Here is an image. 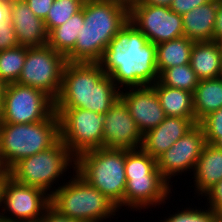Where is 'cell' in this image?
Instances as JSON below:
<instances>
[{
	"label": "cell",
	"instance_id": "6da1fadb",
	"mask_svg": "<svg viewBox=\"0 0 222 222\" xmlns=\"http://www.w3.org/2000/svg\"><path fill=\"white\" fill-rule=\"evenodd\" d=\"M98 63L120 90L159 80L156 45L130 21L111 40Z\"/></svg>",
	"mask_w": 222,
	"mask_h": 222
},
{
	"label": "cell",
	"instance_id": "7a4b0ae2",
	"mask_svg": "<svg viewBox=\"0 0 222 222\" xmlns=\"http://www.w3.org/2000/svg\"><path fill=\"white\" fill-rule=\"evenodd\" d=\"M120 98V89L99 63L67 62L54 108H80L104 115Z\"/></svg>",
	"mask_w": 222,
	"mask_h": 222
},
{
	"label": "cell",
	"instance_id": "3957f363",
	"mask_svg": "<svg viewBox=\"0 0 222 222\" xmlns=\"http://www.w3.org/2000/svg\"><path fill=\"white\" fill-rule=\"evenodd\" d=\"M129 22V8L104 0L84 1V25L67 62L98 63L117 33Z\"/></svg>",
	"mask_w": 222,
	"mask_h": 222
},
{
	"label": "cell",
	"instance_id": "277c9868",
	"mask_svg": "<svg viewBox=\"0 0 222 222\" xmlns=\"http://www.w3.org/2000/svg\"><path fill=\"white\" fill-rule=\"evenodd\" d=\"M68 179L50 195V206L59 214L81 222H110L121 217L118 206L76 171Z\"/></svg>",
	"mask_w": 222,
	"mask_h": 222
},
{
	"label": "cell",
	"instance_id": "5b68a950",
	"mask_svg": "<svg viewBox=\"0 0 222 222\" xmlns=\"http://www.w3.org/2000/svg\"><path fill=\"white\" fill-rule=\"evenodd\" d=\"M60 139V121L54 111L46 120L0 123V169L9 171L17 162L52 147Z\"/></svg>",
	"mask_w": 222,
	"mask_h": 222
},
{
	"label": "cell",
	"instance_id": "8992f818",
	"mask_svg": "<svg viewBox=\"0 0 222 222\" xmlns=\"http://www.w3.org/2000/svg\"><path fill=\"white\" fill-rule=\"evenodd\" d=\"M75 169L76 158L59 139L52 147L21 159L9 170V173L16 182L40 188L51 195L63 184V181H67L70 176L68 174Z\"/></svg>",
	"mask_w": 222,
	"mask_h": 222
},
{
	"label": "cell",
	"instance_id": "52a82bcc",
	"mask_svg": "<svg viewBox=\"0 0 222 222\" xmlns=\"http://www.w3.org/2000/svg\"><path fill=\"white\" fill-rule=\"evenodd\" d=\"M75 171L123 212L125 149L98 148L86 151L76 158Z\"/></svg>",
	"mask_w": 222,
	"mask_h": 222
},
{
	"label": "cell",
	"instance_id": "ba28073f",
	"mask_svg": "<svg viewBox=\"0 0 222 222\" xmlns=\"http://www.w3.org/2000/svg\"><path fill=\"white\" fill-rule=\"evenodd\" d=\"M60 121V139L70 153L103 148L104 115L80 108H55Z\"/></svg>",
	"mask_w": 222,
	"mask_h": 222
},
{
	"label": "cell",
	"instance_id": "9c48e42d",
	"mask_svg": "<svg viewBox=\"0 0 222 222\" xmlns=\"http://www.w3.org/2000/svg\"><path fill=\"white\" fill-rule=\"evenodd\" d=\"M66 63V57L48 44L27 47L25 63L16 83L40 89L55 100Z\"/></svg>",
	"mask_w": 222,
	"mask_h": 222
},
{
	"label": "cell",
	"instance_id": "30bf717a",
	"mask_svg": "<svg viewBox=\"0 0 222 222\" xmlns=\"http://www.w3.org/2000/svg\"><path fill=\"white\" fill-rule=\"evenodd\" d=\"M54 111V100L42 90L9 83L4 92L0 123L39 122L46 120Z\"/></svg>",
	"mask_w": 222,
	"mask_h": 222
},
{
	"label": "cell",
	"instance_id": "8fae6325",
	"mask_svg": "<svg viewBox=\"0 0 222 222\" xmlns=\"http://www.w3.org/2000/svg\"><path fill=\"white\" fill-rule=\"evenodd\" d=\"M49 206L50 195L44 190L9 176L3 189L0 222H39Z\"/></svg>",
	"mask_w": 222,
	"mask_h": 222
},
{
	"label": "cell",
	"instance_id": "7c38bea8",
	"mask_svg": "<svg viewBox=\"0 0 222 222\" xmlns=\"http://www.w3.org/2000/svg\"><path fill=\"white\" fill-rule=\"evenodd\" d=\"M206 144L203 128L196 124L157 159V168L162 177L175 187L173 182L177 183L180 178L183 180L182 175L188 173L187 177L191 176Z\"/></svg>",
	"mask_w": 222,
	"mask_h": 222
},
{
	"label": "cell",
	"instance_id": "4fadbf2b",
	"mask_svg": "<svg viewBox=\"0 0 222 222\" xmlns=\"http://www.w3.org/2000/svg\"><path fill=\"white\" fill-rule=\"evenodd\" d=\"M129 21L155 45L184 36L182 16L169 7L135 4Z\"/></svg>",
	"mask_w": 222,
	"mask_h": 222
},
{
	"label": "cell",
	"instance_id": "5bb4252c",
	"mask_svg": "<svg viewBox=\"0 0 222 222\" xmlns=\"http://www.w3.org/2000/svg\"><path fill=\"white\" fill-rule=\"evenodd\" d=\"M176 189L177 187L174 189L163 177L126 178L123 211L140 213L143 209V212L146 210L145 213H148V209L149 212L156 208L159 210L162 206L163 209L166 203H171ZM153 207L155 209L151 210Z\"/></svg>",
	"mask_w": 222,
	"mask_h": 222
},
{
	"label": "cell",
	"instance_id": "9a60e30c",
	"mask_svg": "<svg viewBox=\"0 0 222 222\" xmlns=\"http://www.w3.org/2000/svg\"><path fill=\"white\" fill-rule=\"evenodd\" d=\"M142 137L128 107L119 98L104 114L103 148L140 149Z\"/></svg>",
	"mask_w": 222,
	"mask_h": 222
},
{
	"label": "cell",
	"instance_id": "2e32d148",
	"mask_svg": "<svg viewBox=\"0 0 222 222\" xmlns=\"http://www.w3.org/2000/svg\"><path fill=\"white\" fill-rule=\"evenodd\" d=\"M120 99L128 107L142 135L157 127L167 117L151 85L122 89Z\"/></svg>",
	"mask_w": 222,
	"mask_h": 222
},
{
	"label": "cell",
	"instance_id": "e0dca14e",
	"mask_svg": "<svg viewBox=\"0 0 222 222\" xmlns=\"http://www.w3.org/2000/svg\"><path fill=\"white\" fill-rule=\"evenodd\" d=\"M196 124L195 118L167 116L143 135L141 149L157 160Z\"/></svg>",
	"mask_w": 222,
	"mask_h": 222
},
{
	"label": "cell",
	"instance_id": "ac0fdd59",
	"mask_svg": "<svg viewBox=\"0 0 222 222\" xmlns=\"http://www.w3.org/2000/svg\"><path fill=\"white\" fill-rule=\"evenodd\" d=\"M9 16L19 45L35 47L47 44L48 32L44 20L38 18L24 0L9 3Z\"/></svg>",
	"mask_w": 222,
	"mask_h": 222
},
{
	"label": "cell",
	"instance_id": "d6986e66",
	"mask_svg": "<svg viewBox=\"0 0 222 222\" xmlns=\"http://www.w3.org/2000/svg\"><path fill=\"white\" fill-rule=\"evenodd\" d=\"M194 189V199H202V196L216 183L222 180V150L207 143L202 150L193 173L191 175ZM200 197V198H199Z\"/></svg>",
	"mask_w": 222,
	"mask_h": 222
},
{
	"label": "cell",
	"instance_id": "ffe728a7",
	"mask_svg": "<svg viewBox=\"0 0 222 222\" xmlns=\"http://www.w3.org/2000/svg\"><path fill=\"white\" fill-rule=\"evenodd\" d=\"M218 0L198 6L182 15L184 36L194 42L213 41Z\"/></svg>",
	"mask_w": 222,
	"mask_h": 222
},
{
	"label": "cell",
	"instance_id": "44dd1931",
	"mask_svg": "<svg viewBox=\"0 0 222 222\" xmlns=\"http://www.w3.org/2000/svg\"><path fill=\"white\" fill-rule=\"evenodd\" d=\"M190 65L199 80L221 77V51L218 41L194 42Z\"/></svg>",
	"mask_w": 222,
	"mask_h": 222
},
{
	"label": "cell",
	"instance_id": "7402d4cb",
	"mask_svg": "<svg viewBox=\"0 0 222 222\" xmlns=\"http://www.w3.org/2000/svg\"><path fill=\"white\" fill-rule=\"evenodd\" d=\"M151 86L155 90L166 116L195 118L193 93L162 85L159 81Z\"/></svg>",
	"mask_w": 222,
	"mask_h": 222
},
{
	"label": "cell",
	"instance_id": "603a6c76",
	"mask_svg": "<svg viewBox=\"0 0 222 222\" xmlns=\"http://www.w3.org/2000/svg\"><path fill=\"white\" fill-rule=\"evenodd\" d=\"M222 107V77L199 80L193 92L195 121L198 124L211 112Z\"/></svg>",
	"mask_w": 222,
	"mask_h": 222
},
{
	"label": "cell",
	"instance_id": "cb8c5ba5",
	"mask_svg": "<svg viewBox=\"0 0 222 222\" xmlns=\"http://www.w3.org/2000/svg\"><path fill=\"white\" fill-rule=\"evenodd\" d=\"M194 41L183 36L156 45V63L158 74L165 69L190 63Z\"/></svg>",
	"mask_w": 222,
	"mask_h": 222
},
{
	"label": "cell",
	"instance_id": "d4e9b609",
	"mask_svg": "<svg viewBox=\"0 0 222 222\" xmlns=\"http://www.w3.org/2000/svg\"><path fill=\"white\" fill-rule=\"evenodd\" d=\"M84 25V3L82 9L64 24L48 33L47 44L65 57L74 49L81 26Z\"/></svg>",
	"mask_w": 222,
	"mask_h": 222
},
{
	"label": "cell",
	"instance_id": "484cf974",
	"mask_svg": "<svg viewBox=\"0 0 222 222\" xmlns=\"http://www.w3.org/2000/svg\"><path fill=\"white\" fill-rule=\"evenodd\" d=\"M125 174L126 178L162 177L157 160L141 148L125 149Z\"/></svg>",
	"mask_w": 222,
	"mask_h": 222
},
{
	"label": "cell",
	"instance_id": "4316f807",
	"mask_svg": "<svg viewBox=\"0 0 222 222\" xmlns=\"http://www.w3.org/2000/svg\"><path fill=\"white\" fill-rule=\"evenodd\" d=\"M27 46H15L0 51V79L6 84L17 82L25 63Z\"/></svg>",
	"mask_w": 222,
	"mask_h": 222
},
{
	"label": "cell",
	"instance_id": "83f0119b",
	"mask_svg": "<svg viewBox=\"0 0 222 222\" xmlns=\"http://www.w3.org/2000/svg\"><path fill=\"white\" fill-rule=\"evenodd\" d=\"M158 81L162 85L189 91L191 93L194 92L199 83V79L191 68L190 63L165 69L159 75Z\"/></svg>",
	"mask_w": 222,
	"mask_h": 222
},
{
	"label": "cell",
	"instance_id": "f1b7e54d",
	"mask_svg": "<svg viewBox=\"0 0 222 222\" xmlns=\"http://www.w3.org/2000/svg\"><path fill=\"white\" fill-rule=\"evenodd\" d=\"M188 200V203L185 205H180L182 208L176 209L177 211L172 213V209L170 210V213L164 214V218L162 220V217L159 219L158 222H212L213 218L217 215L211 208L208 206H201V202L203 203V199H197L198 200V207L193 203L194 206H192V203H190L189 199L186 198V202ZM202 200V201H199ZM200 202V203H199ZM190 203V205H189ZM189 207H188V206ZM201 207H200V206ZM184 206V208H183ZM207 207V208H206ZM181 209V210H180ZM172 213V214H171Z\"/></svg>",
	"mask_w": 222,
	"mask_h": 222
},
{
	"label": "cell",
	"instance_id": "f546056e",
	"mask_svg": "<svg viewBox=\"0 0 222 222\" xmlns=\"http://www.w3.org/2000/svg\"><path fill=\"white\" fill-rule=\"evenodd\" d=\"M85 0H54L44 20L47 32L64 24L82 9Z\"/></svg>",
	"mask_w": 222,
	"mask_h": 222
},
{
	"label": "cell",
	"instance_id": "4dcf8cb0",
	"mask_svg": "<svg viewBox=\"0 0 222 222\" xmlns=\"http://www.w3.org/2000/svg\"><path fill=\"white\" fill-rule=\"evenodd\" d=\"M204 205L211 208L217 215H222V180L210 188L203 196Z\"/></svg>",
	"mask_w": 222,
	"mask_h": 222
},
{
	"label": "cell",
	"instance_id": "1f68e13d",
	"mask_svg": "<svg viewBox=\"0 0 222 222\" xmlns=\"http://www.w3.org/2000/svg\"><path fill=\"white\" fill-rule=\"evenodd\" d=\"M18 40L16 32L12 26V22H8L0 25V51H4L8 48L18 46Z\"/></svg>",
	"mask_w": 222,
	"mask_h": 222
},
{
	"label": "cell",
	"instance_id": "d6a6232c",
	"mask_svg": "<svg viewBox=\"0 0 222 222\" xmlns=\"http://www.w3.org/2000/svg\"><path fill=\"white\" fill-rule=\"evenodd\" d=\"M198 124L204 132H222V107L208 114Z\"/></svg>",
	"mask_w": 222,
	"mask_h": 222
},
{
	"label": "cell",
	"instance_id": "836d02e7",
	"mask_svg": "<svg viewBox=\"0 0 222 222\" xmlns=\"http://www.w3.org/2000/svg\"><path fill=\"white\" fill-rule=\"evenodd\" d=\"M211 1L212 0H173L169 8L173 12L182 16L194 8L207 4Z\"/></svg>",
	"mask_w": 222,
	"mask_h": 222
},
{
	"label": "cell",
	"instance_id": "e575fe53",
	"mask_svg": "<svg viewBox=\"0 0 222 222\" xmlns=\"http://www.w3.org/2000/svg\"><path fill=\"white\" fill-rule=\"evenodd\" d=\"M28 7L34 12V14L42 19L45 20L49 9L51 8L54 0H24Z\"/></svg>",
	"mask_w": 222,
	"mask_h": 222
},
{
	"label": "cell",
	"instance_id": "d590c367",
	"mask_svg": "<svg viewBox=\"0 0 222 222\" xmlns=\"http://www.w3.org/2000/svg\"><path fill=\"white\" fill-rule=\"evenodd\" d=\"M39 222H81L70 217L59 214L55 209L49 206Z\"/></svg>",
	"mask_w": 222,
	"mask_h": 222
},
{
	"label": "cell",
	"instance_id": "8d00e7d4",
	"mask_svg": "<svg viewBox=\"0 0 222 222\" xmlns=\"http://www.w3.org/2000/svg\"><path fill=\"white\" fill-rule=\"evenodd\" d=\"M222 36V0H218V9L214 25V40Z\"/></svg>",
	"mask_w": 222,
	"mask_h": 222
},
{
	"label": "cell",
	"instance_id": "74e56055",
	"mask_svg": "<svg viewBox=\"0 0 222 222\" xmlns=\"http://www.w3.org/2000/svg\"><path fill=\"white\" fill-rule=\"evenodd\" d=\"M206 143L213 144L222 150V132H204Z\"/></svg>",
	"mask_w": 222,
	"mask_h": 222
},
{
	"label": "cell",
	"instance_id": "f35d334b",
	"mask_svg": "<svg viewBox=\"0 0 222 222\" xmlns=\"http://www.w3.org/2000/svg\"><path fill=\"white\" fill-rule=\"evenodd\" d=\"M9 3L10 2H0V25L10 20Z\"/></svg>",
	"mask_w": 222,
	"mask_h": 222
},
{
	"label": "cell",
	"instance_id": "ab89813d",
	"mask_svg": "<svg viewBox=\"0 0 222 222\" xmlns=\"http://www.w3.org/2000/svg\"><path fill=\"white\" fill-rule=\"evenodd\" d=\"M173 0H138L136 4L170 7Z\"/></svg>",
	"mask_w": 222,
	"mask_h": 222
},
{
	"label": "cell",
	"instance_id": "60d3db41",
	"mask_svg": "<svg viewBox=\"0 0 222 222\" xmlns=\"http://www.w3.org/2000/svg\"><path fill=\"white\" fill-rule=\"evenodd\" d=\"M9 176H10L9 171L0 169V216H1V208H2L3 189H4L5 181Z\"/></svg>",
	"mask_w": 222,
	"mask_h": 222
},
{
	"label": "cell",
	"instance_id": "b9f144b4",
	"mask_svg": "<svg viewBox=\"0 0 222 222\" xmlns=\"http://www.w3.org/2000/svg\"><path fill=\"white\" fill-rule=\"evenodd\" d=\"M6 85L7 84L2 79H0V118H1V113H2V105H3V98H4Z\"/></svg>",
	"mask_w": 222,
	"mask_h": 222
},
{
	"label": "cell",
	"instance_id": "7bdbcfd3",
	"mask_svg": "<svg viewBox=\"0 0 222 222\" xmlns=\"http://www.w3.org/2000/svg\"><path fill=\"white\" fill-rule=\"evenodd\" d=\"M104 1H114L128 7L129 9L138 2V0H104Z\"/></svg>",
	"mask_w": 222,
	"mask_h": 222
},
{
	"label": "cell",
	"instance_id": "ee69618b",
	"mask_svg": "<svg viewBox=\"0 0 222 222\" xmlns=\"http://www.w3.org/2000/svg\"><path fill=\"white\" fill-rule=\"evenodd\" d=\"M212 222H222V215H216Z\"/></svg>",
	"mask_w": 222,
	"mask_h": 222
},
{
	"label": "cell",
	"instance_id": "f6af8a7d",
	"mask_svg": "<svg viewBox=\"0 0 222 222\" xmlns=\"http://www.w3.org/2000/svg\"><path fill=\"white\" fill-rule=\"evenodd\" d=\"M220 51H221V77H222V45H220Z\"/></svg>",
	"mask_w": 222,
	"mask_h": 222
},
{
	"label": "cell",
	"instance_id": "bcb514c9",
	"mask_svg": "<svg viewBox=\"0 0 222 222\" xmlns=\"http://www.w3.org/2000/svg\"><path fill=\"white\" fill-rule=\"evenodd\" d=\"M219 45H222V36L217 40Z\"/></svg>",
	"mask_w": 222,
	"mask_h": 222
},
{
	"label": "cell",
	"instance_id": "7dc6e473",
	"mask_svg": "<svg viewBox=\"0 0 222 222\" xmlns=\"http://www.w3.org/2000/svg\"><path fill=\"white\" fill-rule=\"evenodd\" d=\"M12 0H0V2H11Z\"/></svg>",
	"mask_w": 222,
	"mask_h": 222
}]
</instances>
